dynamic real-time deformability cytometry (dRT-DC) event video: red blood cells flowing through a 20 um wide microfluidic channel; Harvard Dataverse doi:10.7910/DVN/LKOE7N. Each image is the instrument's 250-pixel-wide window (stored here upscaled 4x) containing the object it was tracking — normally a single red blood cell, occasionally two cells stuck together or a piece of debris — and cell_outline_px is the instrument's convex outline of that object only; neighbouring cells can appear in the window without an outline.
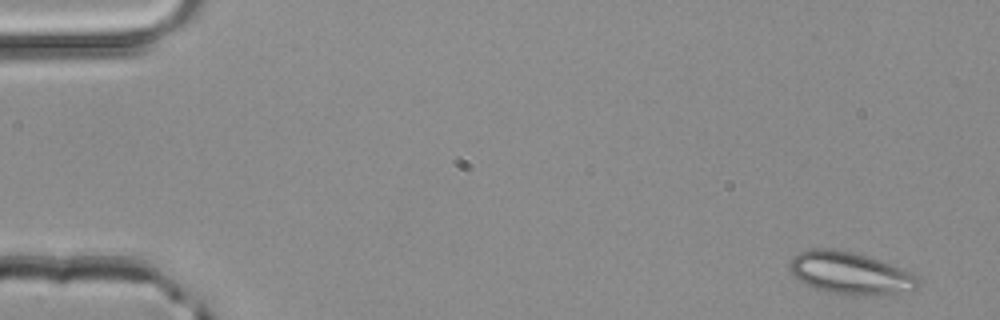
{"species": "common noctule bat (a hibernating species)", "species_latin": "Nyctalus noctula", "temperature_condition": "room temperature", "stored_images_in_passage": 3, "camera_frame_rate_fps": 3000, "um_per_image_px": 0.085, "animal": {"sex": "male", "body_mass_g": 20.4}, "frame": {"image": 1, "passage_image": 1, "time_ms": 0.0, "image_size_px": [1000, 320], "cell_outline_px": [[920, 280], [916, 288], [896, 292], [852, 296], [832, 292], [816, 288], [800, 280], [792, 272], [788, 264], [792, 256], [800, 252], [812, 248], [832, 248], [852, 252], [868, 256], [880, 260], [900, 268], [916, 276]], "centroid_in_image_um": [72.22, 23.19], "position_along_channel_um": 12.8, "area_um2": 30.92}}
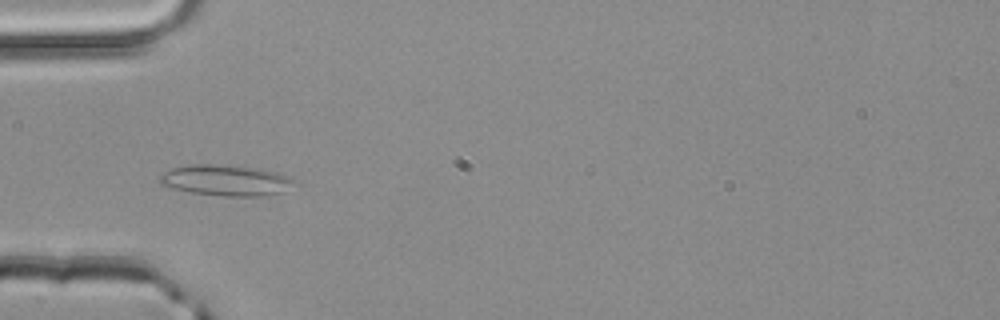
{"frame": {"image": 2, "passage_image": 3, "time_ms": 0.667, "image_size_px": [1000, 320], "cell_outline_px": [[300, 184], [284, 192], [268, 196], [220, 196], [192, 192], [172, 188], [160, 184], [160, 176], [164, 172], [172, 168], [188, 164], [216, 164], [248, 168], [276, 172], [296, 180]], "centroid_in_image_um": [19.25, 15.35], "position_along_channel_um": 65.7, "area_um2": 24.28}}